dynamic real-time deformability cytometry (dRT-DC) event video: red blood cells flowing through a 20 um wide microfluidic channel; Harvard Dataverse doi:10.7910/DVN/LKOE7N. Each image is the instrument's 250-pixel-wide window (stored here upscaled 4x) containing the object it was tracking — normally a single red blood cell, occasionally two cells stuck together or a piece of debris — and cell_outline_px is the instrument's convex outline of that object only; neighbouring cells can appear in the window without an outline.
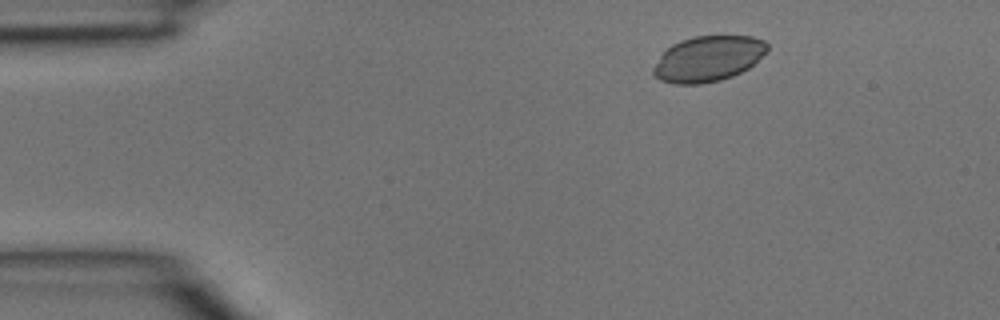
{"species": "common noctule bat (a hibernating species)", "species_latin": "Nyctalus noctula", "temperature_condition": "room temperature", "stored_images_in_passage": 4, "segment_of_instrument_passage": [2, 2], "camera_frame_rate_fps": 3000, "um_per_image_px": 0.085, "animal": {"sex": "male", "body_mass_g": 15.6}, "frame": {"image": 1, "passage_image": 4, "time_ms": 1.0, "image_size_px": [1000, 320], "cell_outline_px": [[768, 52], [748, 68], [732, 76], [720, 80], [700, 84], [672, 84], [660, 80], [652, 72], [652, 68], [660, 56], [672, 44], [680, 40], [696, 36], [752, 36], [764, 40], [768, 44]], "centroid_in_image_um": [60.2, 4.99], "position_along_channel_um": 24.8, "area_um2": 30.29}}